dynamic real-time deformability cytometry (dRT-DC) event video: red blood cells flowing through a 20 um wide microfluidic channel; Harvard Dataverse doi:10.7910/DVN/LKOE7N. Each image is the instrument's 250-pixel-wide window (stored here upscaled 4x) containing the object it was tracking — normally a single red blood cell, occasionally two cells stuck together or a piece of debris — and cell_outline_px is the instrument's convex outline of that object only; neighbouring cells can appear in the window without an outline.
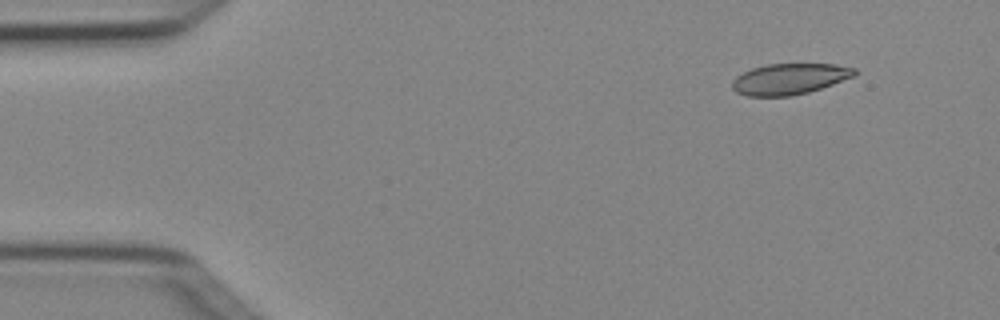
{"species": "Egyptian fruit bat (a non-hibernating species)", "species_latin": "Rousettus aegyptiacus", "temperature_condition": "cold", "stored_images_in_passage": 3, "camera_frame_rate_fps": 3000, "um_per_image_px": 0.085, "animal": {"sex": "female"}, "frame": {"image": 1, "passage_image": 1, "time_ms": 0.0, "image_size_px": [1000, 320], "cell_outline_px": [[856, 76], [808, 92], [792, 96], [748, 96], [736, 92], [732, 88], [732, 80], [736, 76], [752, 68], [768, 64], [836, 64], [856, 68]], "centroid_in_image_um": [67.11, 6.71], "position_along_channel_um": 17.9, "area_um2": 22.08}}
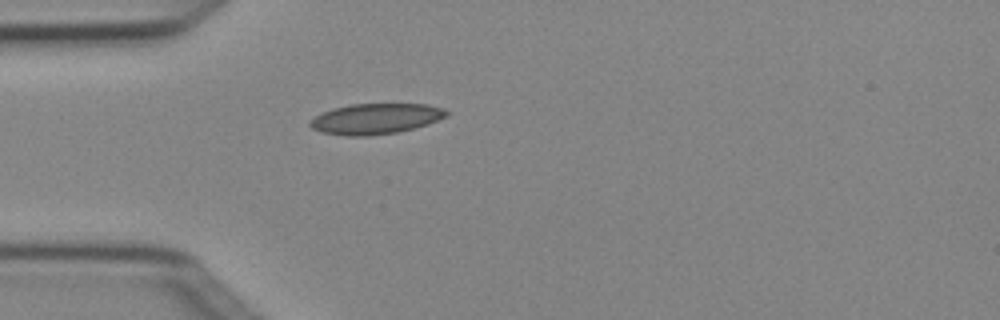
{"frame": {"image": 2, "passage_image": 3, "time_ms": 0.667, "image_size_px": [1000, 320], "cell_outline_px": [[448, 116], [428, 124], [396, 132], [368, 136], [348, 136], [320, 132], [312, 128], [308, 124], [316, 116], [332, 108], [352, 104], [428, 104], [444, 108], [448, 112]], "centroid_in_image_um": [31.94, 10.09], "position_along_channel_um": 53.1, "area_um2": 24.22}}